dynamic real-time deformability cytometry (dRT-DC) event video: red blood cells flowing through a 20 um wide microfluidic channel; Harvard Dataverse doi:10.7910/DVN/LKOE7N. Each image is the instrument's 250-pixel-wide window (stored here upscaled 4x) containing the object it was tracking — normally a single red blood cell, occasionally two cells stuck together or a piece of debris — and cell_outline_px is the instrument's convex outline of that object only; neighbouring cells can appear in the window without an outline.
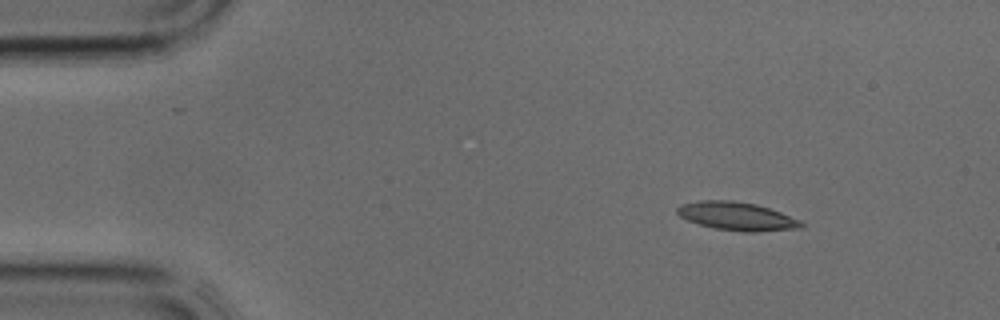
{"species": "common noctule bat (a hibernating species)", "species_latin": "Nyctalus noctula", "temperature_condition": "cold", "stored_images_in_passage": 38, "camera_frame_rate_fps": 3000, "um_per_image_px": 0.085, "animal": {"sex": "male", "body_mass_g": 17.9, "forearm_length_mm": 54.2}, "frame": {"image": 1, "passage_image": 4, "time_ms": 1.0, "image_size_px": [1000, 320], "cell_outline_px": [[804, 228], [756, 232], [744, 232], [712, 228], [688, 220], [680, 216], [676, 212], [676, 208], [680, 204], [700, 200], [732, 200], [756, 204], [780, 212], [800, 220], [804, 224]], "centroid_in_image_um": [62.63, 18.38], "position_along_channel_um": 22.4, "area_um2": 20.58}}
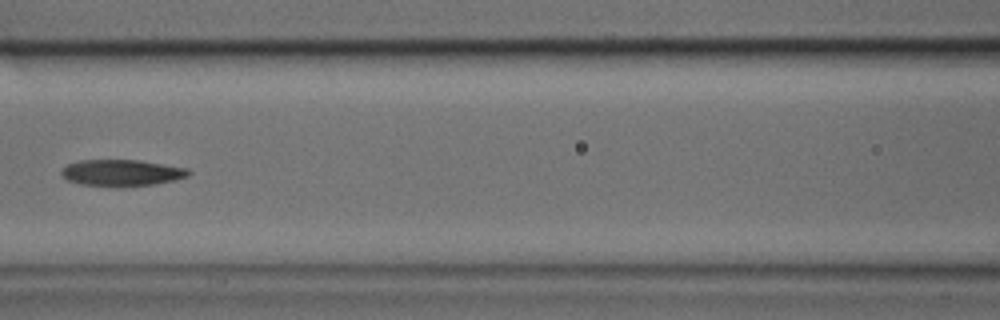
{"frame": {"image": 2, "passage_image": 16, "time_ms": 5.0, "image_size_px": [1000, 320], "cell_outline_px": [[192, 172], [188, 176], [172, 180], [152, 184], [80, 184], [68, 180], [60, 172], [68, 164], [80, 160], [140, 160], [188, 168]], "centroid_in_image_um": [10.37, 14.64], "position_along_channel_um": 156.2, "area_um2": 18.67}}
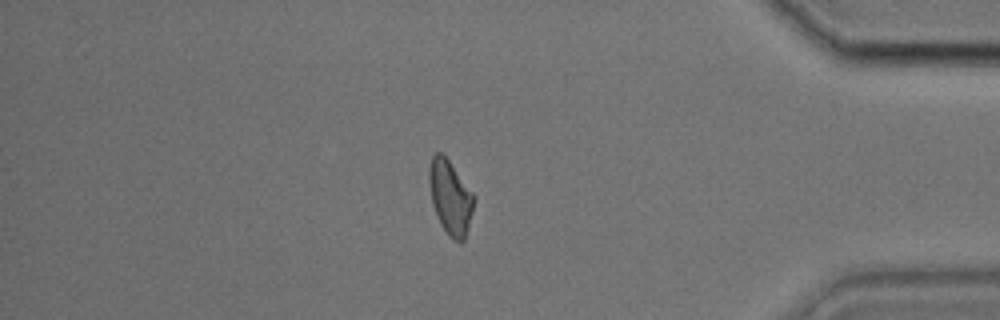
{"frame": {"image": 3, "passage_image": 32, "time_ms": 10.333, "image_size_px": [1000, 320], "cell_outline_px": [[476, 196], [468, 228], [464, 240], [460, 244], [452, 240], [448, 236], [440, 224], [432, 204], [428, 180], [428, 168], [432, 156], [436, 152], [440, 152], [448, 160]], "centroid_in_image_um": [38.27, 16.8], "position_along_channel_um": 396.9, "area_um2": 19.54}}